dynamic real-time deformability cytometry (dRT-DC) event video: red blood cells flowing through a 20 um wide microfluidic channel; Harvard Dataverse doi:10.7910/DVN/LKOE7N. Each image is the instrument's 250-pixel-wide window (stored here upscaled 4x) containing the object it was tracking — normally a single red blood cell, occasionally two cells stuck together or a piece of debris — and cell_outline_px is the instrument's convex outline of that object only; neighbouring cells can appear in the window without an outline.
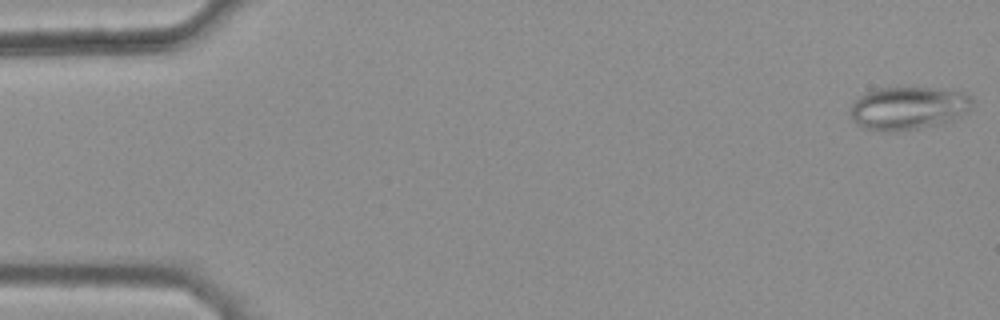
{"species": "common noctule bat (a hibernating species)", "species_latin": "Nyctalus noctula", "temperature_condition": "warm", "stored_images_in_passage": 12, "camera_frame_rate_fps": 3000, "um_per_image_px": 0.085, "animal": {"sex": "female", "body_mass_g": 25.1}, "frame": {"image": 1, "passage_image": 1, "time_ms": 0.0, "image_size_px": [1000, 320], "cell_outline_px": [[972, 100], [968, 112], [952, 120], [940, 124], [920, 128], [896, 132], [884, 132], [864, 128], [856, 124], [852, 120], [848, 112], [852, 104], [860, 96], [876, 88], [936, 88], [964, 92], [972, 96]], "centroid_in_image_um": [77.18, 9.21], "position_along_channel_um": 7.8, "area_um2": 30.87}}